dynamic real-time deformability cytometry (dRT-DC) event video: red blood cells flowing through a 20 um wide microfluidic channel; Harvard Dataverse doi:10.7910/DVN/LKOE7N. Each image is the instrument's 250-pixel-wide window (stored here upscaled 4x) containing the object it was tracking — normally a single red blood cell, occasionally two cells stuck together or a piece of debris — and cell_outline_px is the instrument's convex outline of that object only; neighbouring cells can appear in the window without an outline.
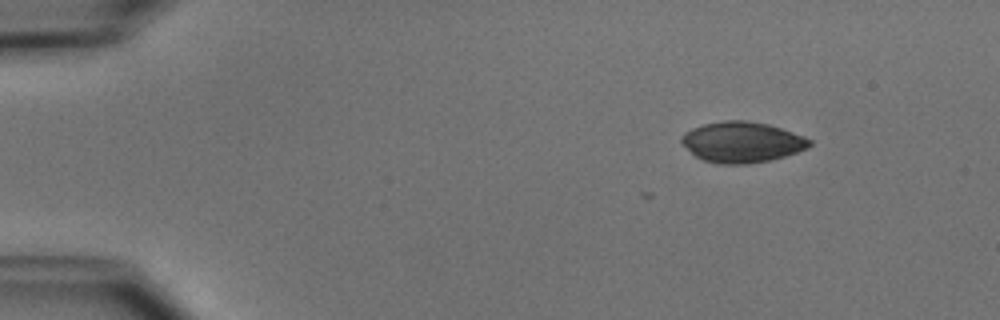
{"species": "common noctule bat (a hibernating species)", "species_latin": "Nyctalus noctula", "temperature_condition": "cold", "stored_images_in_passage": 12, "camera_frame_rate_fps": 3000, "um_per_image_px": 0.085, "animal": {"sex": "male", "body_mass_g": 15.6}, "frame": {"image": 1, "passage_image": 1, "time_ms": 0.0, "image_size_px": [1000, 320], "cell_outline_px": [[812, 144], [808, 148], [784, 156], [768, 160], [748, 164], [720, 164], [704, 160], [696, 156], [680, 140], [680, 136], [684, 132], [692, 128], [704, 124], [724, 120], [744, 120], [768, 124], [804, 136], [812, 140]], "centroid_in_image_um": [63.07, 12.07], "position_along_channel_um": 21.9, "area_um2": 30.17}}